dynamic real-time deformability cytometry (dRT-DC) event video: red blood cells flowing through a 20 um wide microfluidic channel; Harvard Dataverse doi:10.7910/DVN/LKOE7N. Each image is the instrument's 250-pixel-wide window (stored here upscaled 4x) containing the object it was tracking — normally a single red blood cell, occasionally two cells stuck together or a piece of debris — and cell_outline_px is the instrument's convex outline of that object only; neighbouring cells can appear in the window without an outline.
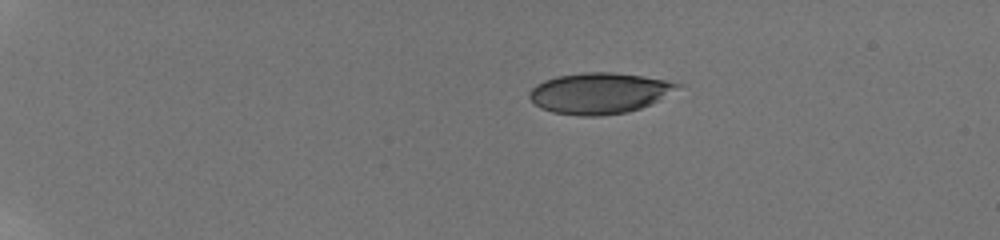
{"species": "human", "species_latin": "Homo sapiens", "temperature_condition": "room temperature", "stored_images_in_passage": 6, "camera_frame_rate_fps": 3000, "um_per_image_px": 0.085, "donor": {"sex": "male"}, "frame": {"image": 1, "passage_image": 1, "time_ms": 0.0, "image_size_px": [1000, 240], "cell_outline_px": [[684, 84], [652, 104], [628, 112], [600, 116], [580, 116], [552, 112], [540, 108], [528, 96], [528, 92], [536, 84], [544, 80], [556, 76], [584, 72], [612, 72], [644, 76]], "centroid_in_image_um": [50.92, 7.92], "position_along_channel_um": 34.1, "area_um2": 35.37}}
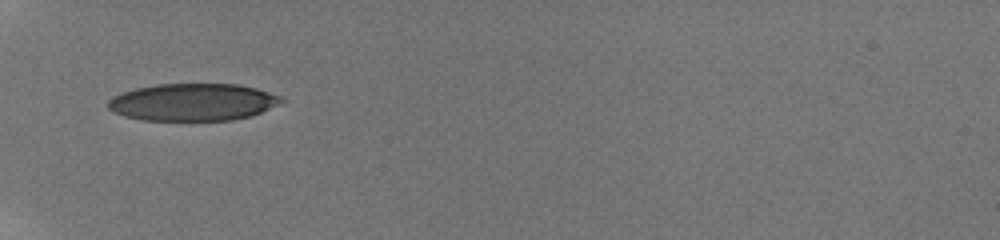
{"frame": {"image": 2, "passage_image": 5, "time_ms": 3.333, "image_size_px": [1000, 240], "cell_outline_px": [[288, 100], [280, 104], [260, 112], [248, 116], [232, 120], [140, 120], [124, 116], [108, 108], [108, 100], [112, 96], [136, 88], [156, 84], [236, 84], [256, 88], [280, 96]], "centroid_in_image_um": [16.4, 8.68], "position_along_channel_um": 68.6, "area_um2": 37.57}}